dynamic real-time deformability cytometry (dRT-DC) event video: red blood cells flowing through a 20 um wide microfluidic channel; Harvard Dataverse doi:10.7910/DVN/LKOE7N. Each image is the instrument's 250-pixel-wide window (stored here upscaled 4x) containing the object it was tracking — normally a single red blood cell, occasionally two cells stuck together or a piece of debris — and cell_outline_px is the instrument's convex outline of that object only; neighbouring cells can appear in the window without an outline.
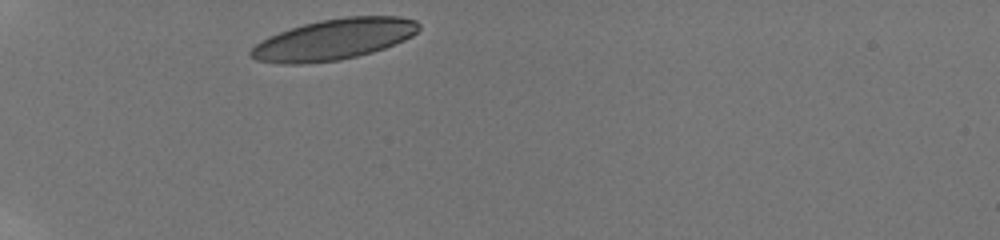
{"species": "human", "species_latin": "Homo sapiens", "temperature_condition": "room temperature", "stored_images_in_passage": 13, "camera_frame_rate_fps": 3000, "um_per_image_px": 0.085, "donor": {"sex": "male"}, "frame": {"image": 1, "passage_image": 1, "time_ms": 0.0, "image_size_px": [1000, 240], "cell_outline_px": [[420, 28], [412, 36], [404, 40], [384, 48], [372, 52], [340, 60], [300, 64], [280, 64], [256, 60], [248, 56], [248, 52], [256, 44], [268, 36], [304, 24], [320, 20], [344, 16], [400, 16], [416, 20], [420, 24]], "centroid_in_image_um": [28.37, 3.35], "position_along_channel_um": 56.6, "area_um2": 40.06}}
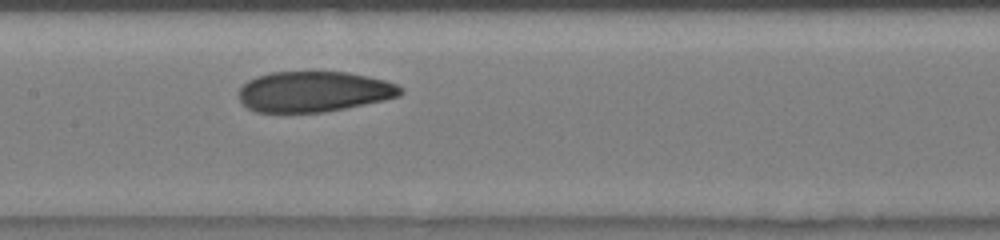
{"frame": {"image": 2, "passage_image": 11, "time_ms": 4.0, "image_size_px": [1000, 240], "cell_outline_px": [[404, 92], [400, 96], [384, 100], [324, 112], [256, 112], [248, 108], [236, 96], [240, 88], [248, 80], [256, 76], [272, 72], [348, 72], [368, 76], [384, 80], [396, 84], [404, 88]], "centroid_in_image_um": [26.67, 7.78], "position_along_channel_um": 180.7, "area_um2": 38.32}}
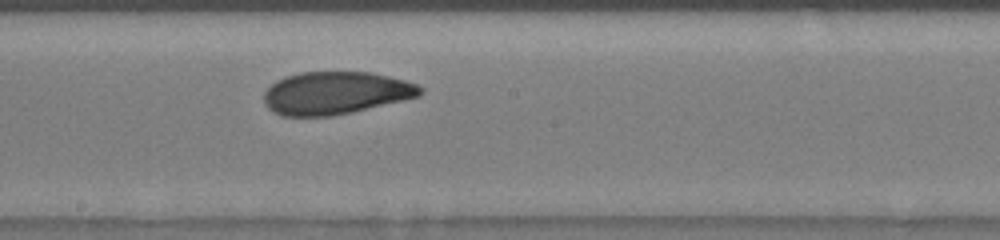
{"frame": {"image": 3, "passage_image": 13, "time_ms": 5.0, "image_size_px": [1000, 240], "cell_outline_px": [[424, 92], [420, 96], [404, 100], [352, 112], [332, 116], [280, 116], [272, 112], [264, 104], [264, 92], [276, 80], [300, 72], [372, 72], [404, 80], [416, 84], [424, 88]], "centroid_in_image_um": [28.52, 7.91], "position_along_channel_um": 219.7, "area_um2": 39.02}}